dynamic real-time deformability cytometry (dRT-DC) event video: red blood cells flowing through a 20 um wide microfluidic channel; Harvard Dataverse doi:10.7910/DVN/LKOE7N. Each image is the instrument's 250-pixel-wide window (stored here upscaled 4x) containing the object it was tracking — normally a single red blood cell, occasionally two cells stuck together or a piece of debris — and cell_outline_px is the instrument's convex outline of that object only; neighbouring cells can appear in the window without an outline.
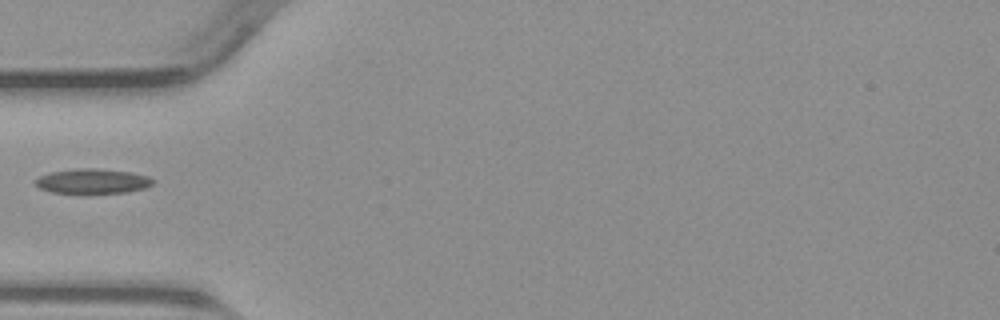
{"species": "common noctule bat (a hibernating species)", "species_latin": "Nyctalus noctula", "temperature_condition": "warm", "stored_images_in_passage": 35, "camera_frame_rate_fps": 3000, "um_per_image_px": 0.085, "animal": {"sex": "male", "body_mass_g": 23.1, "forearm_length_mm": 52.7}, "frame": {"image": 1, "passage_image": 1, "time_ms": 0.0, "image_size_px": [1000, 320], "cell_outline_px": [[156, 180], [152, 184], [144, 188], [128, 192], [52, 192], [40, 188], [36, 184], [36, 180], [40, 176], [52, 172], [80, 168], [96, 168], [132, 172], [148, 176]], "centroid_in_image_um": [7.93, 15.38], "position_along_channel_um": 77.1, "area_um2": 16.59}}
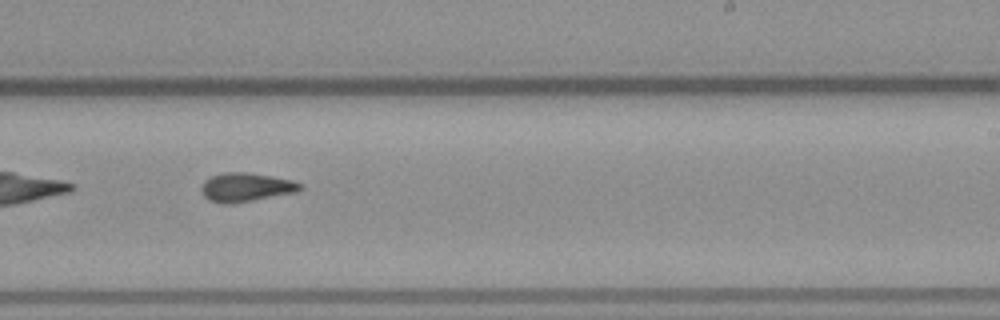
{"frame": {"image": 2, "passage_image": 15, "time_ms": 4.667, "image_size_px": [1000, 320], "cell_outline_px": [[304, 188], [296, 192], [232, 204], [220, 204], [208, 200], [204, 196], [200, 188], [204, 180], [212, 176], [224, 172], [248, 172], [272, 176], [292, 180], [304, 184]], "centroid_in_image_um": [20.91, 15.92], "position_along_channel_um": 268.1, "area_um2": 16.82}}
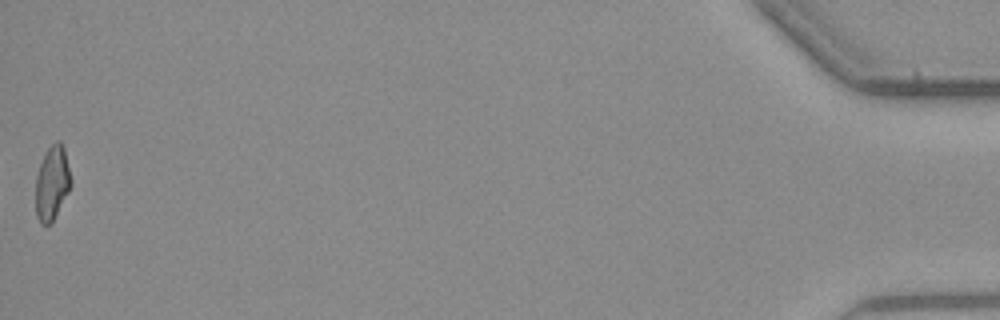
{"frame": {"image": 3, "passage_image": 35, "time_ms": 11.333, "image_size_px": [1000, 320], "cell_outline_px": [[72, 184], [52, 224], [40, 224], [36, 216], [36, 176], [40, 164], [48, 148], [56, 140], [60, 140], [64, 148], [72, 180]], "centroid_in_image_um": [4.44, 15.58], "position_along_channel_um": 430.8, "area_um2": 15.32}}